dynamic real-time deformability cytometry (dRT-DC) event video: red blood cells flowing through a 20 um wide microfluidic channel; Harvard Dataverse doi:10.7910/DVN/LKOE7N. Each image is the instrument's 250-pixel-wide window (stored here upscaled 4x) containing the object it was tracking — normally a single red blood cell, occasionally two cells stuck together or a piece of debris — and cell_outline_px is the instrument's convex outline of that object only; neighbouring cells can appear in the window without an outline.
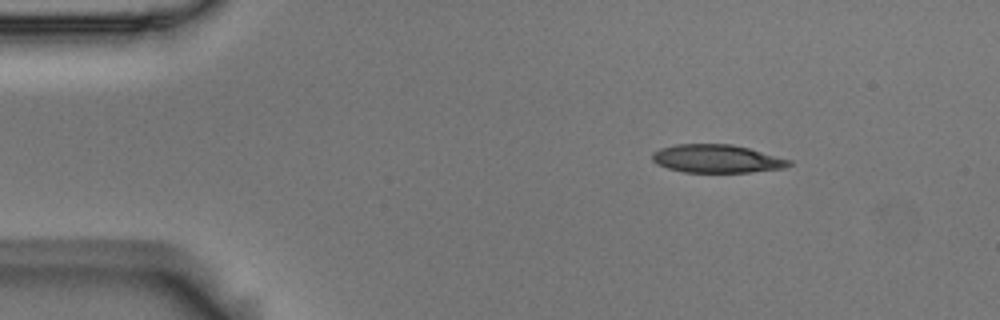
{"species": "Egyptian fruit bat (a non-hibernating species)", "species_latin": "Rousettus aegyptiacus", "temperature_condition": "room temperature", "stored_images_in_passage": 4, "camera_frame_rate_fps": 3000, "um_per_image_px": 0.085, "animal": {"sex": "male"}, "frame": {"image": 1, "passage_image": 2, "time_ms": 0.333, "image_size_px": [1000, 320], "cell_outline_px": [[792, 164], [784, 168], [748, 172], [684, 172], [668, 168], [656, 164], [652, 160], [652, 152], [660, 148], [676, 144], [732, 144], [748, 148], [792, 160]], "centroid_in_image_um": [60.91, 13.49], "position_along_channel_um": 24.1, "area_um2": 22.43}}